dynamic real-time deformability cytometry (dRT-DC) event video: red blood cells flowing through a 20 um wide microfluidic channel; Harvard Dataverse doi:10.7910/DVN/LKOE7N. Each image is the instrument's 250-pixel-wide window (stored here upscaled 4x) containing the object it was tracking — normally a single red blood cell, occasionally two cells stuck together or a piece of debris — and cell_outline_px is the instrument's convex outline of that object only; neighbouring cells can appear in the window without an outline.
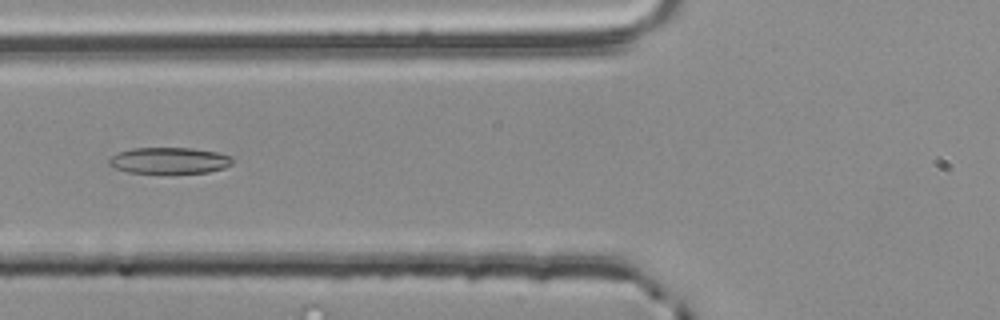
{"species": "common noctule bat (a hibernating species)", "species_latin": "Nyctalus noctula", "temperature_condition": "room temperature", "stored_images_in_passage": 45, "camera_frame_rate_fps": 3000, "um_per_image_px": 0.085, "animal": {"sex": "male", "body_mass_g": 20.4}, "frame": {"image": 1, "passage_image": 15, "time_ms": 4.667, "image_size_px": [1000, 320], "cell_outline_px": [[232, 164], [224, 168], [208, 172], [168, 176], [128, 172], [112, 168], [108, 164], [108, 160], [116, 152], [132, 148], [192, 148], [220, 152], [232, 156]], "centroid_in_image_um": [14.37, 13.69], "position_along_channel_um": 111.4, "area_um2": 20.06}}
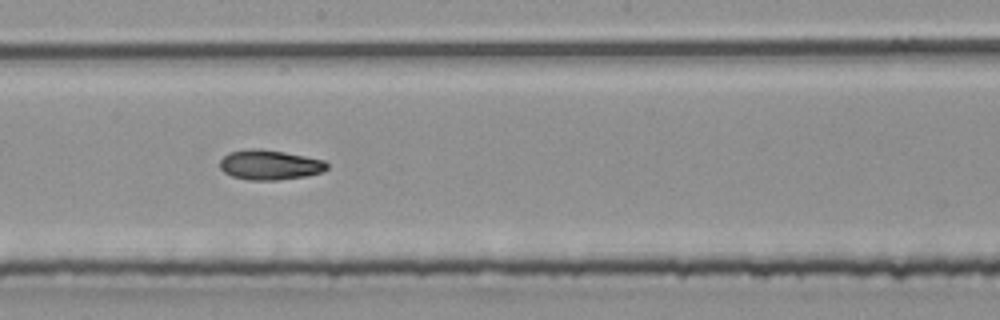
{"frame": {"image": 2, "passage_image": 24, "time_ms": 7.667, "image_size_px": [1000, 320], "cell_outline_px": [[328, 168], [320, 172], [308, 176], [276, 180], [248, 180], [232, 176], [224, 172], [220, 168], [220, 160], [228, 152], [248, 148], [260, 148], [284, 152], [324, 160], [328, 164]], "centroid_in_image_um": [22.9, 14.01], "position_along_channel_um": 225.3, "area_um2": 18.73}}
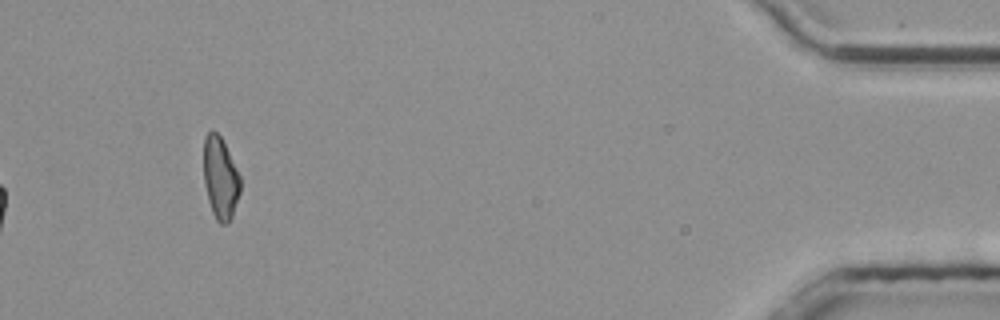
{"frame": {"image": 3, "passage_image": 45, "time_ms": 14.667, "image_size_px": [1000, 320], "cell_outline_px": [[240, 192], [232, 216], [228, 224], [220, 224], [216, 220], [212, 212], [208, 200], [204, 184], [204, 136], [208, 132], [216, 132], [220, 136], [240, 176]], "centroid_in_image_um": [18.72, 15.18], "position_along_channel_um": 416.5, "area_um2": 17.34}, "authors_computed_cell_mechanics": {"area_um2": 18.6116, "velocity_mm_per_s": 3.7708, "shape_relaxation_time_tau1_ms": 2.722, "shape_relaxation_time_tau2_ms": 4.1579, "deformation_change_tau1": 0.1218, "deformation_change_tau2": 0.1026}}